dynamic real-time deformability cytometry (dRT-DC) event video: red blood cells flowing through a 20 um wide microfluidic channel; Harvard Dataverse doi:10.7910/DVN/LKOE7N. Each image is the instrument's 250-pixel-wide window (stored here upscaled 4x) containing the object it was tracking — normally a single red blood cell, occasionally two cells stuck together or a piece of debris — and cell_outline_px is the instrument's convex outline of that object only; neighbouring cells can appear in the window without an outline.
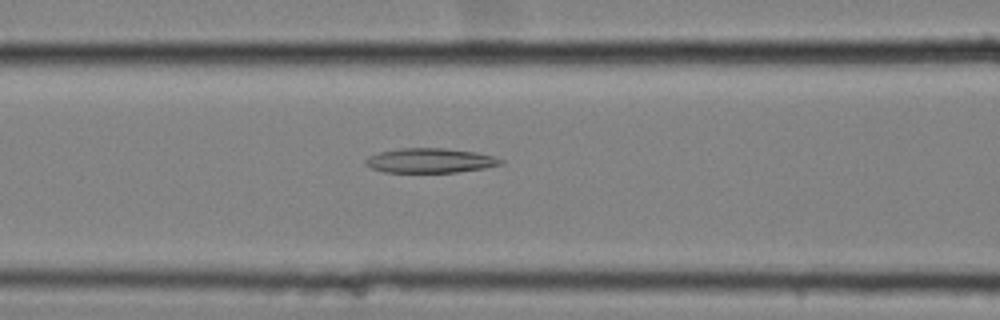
{"species": "common noctule bat (a hibernating species)", "species_latin": "Nyctalus noctula", "temperature_condition": "cold", "stored_images_in_passage": 58, "camera_frame_rate_fps": 3000, "um_per_image_px": 0.085, "animal": {"sex": "female", "body_mass_g": 25.1}, "frame": {"image": 1, "passage_image": 25, "time_ms": 8.0, "image_size_px": [1000, 320], "cell_outline_px": [[504, 164], [484, 168], [456, 172], [384, 172], [372, 168], [364, 164], [364, 160], [368, 156], [380, 152], [400, 148], [444, 148], [476, 152], [492, 156], [504, 160]], "centroid_in_image_um": [36.55, 13.64], "position_along_channel_um": 130.0, "area_um2": 19.36}}
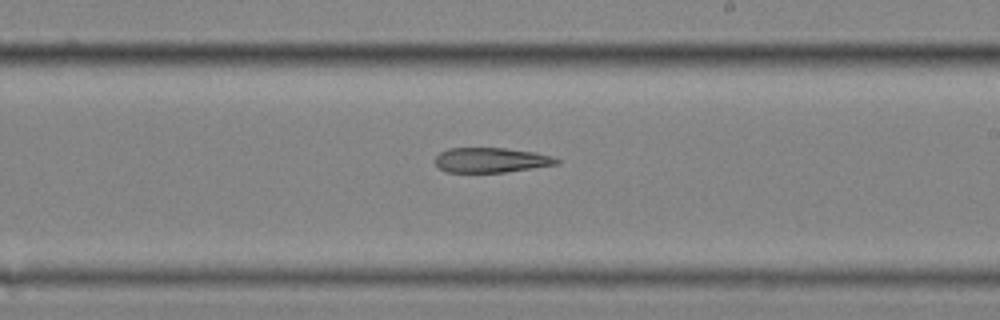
{"frame": {"image": 2, "passage_image": 35, "time_ms": 11.333, "image_size_px": [1000, 320], "cell_outline_px": [[560, 164], [504, 172], [448, 172], [440, 168], [432, 160], [440, 152], [448, 148], [504, 148], [536, 152], [560, 160]], "centroid_in_image_um": [41.71, 13.6], "position_along_channel_um": 247.3, "area_um2": 17.57}}
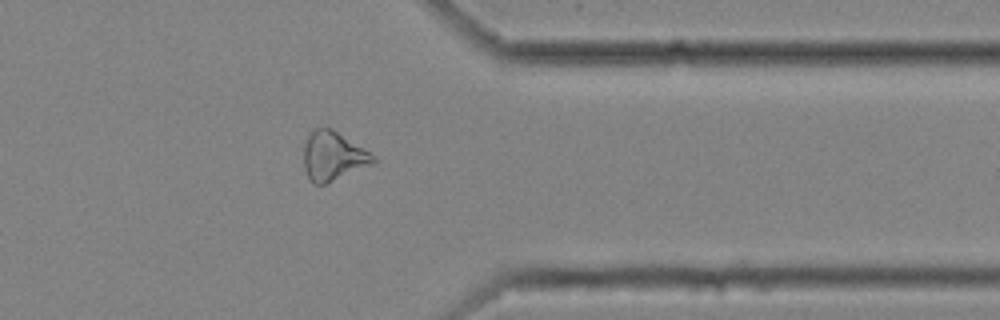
{"frame": {"image": 3, "passage_image": 47, "time_ms": 15.333, "image_size_px": [1000, 320], "cell_outline_px": [[376, 160], [372, 164], [324, 184], [316, 184], [308, 176], [304, 168], [304, 144], [308, 136], [316, 128], [332, 128], [364, 148], [376, 156]], "centroid_in_image_um": [28.32, 13.25], "position_along_channel_um": 383.1, "area_um2": 19.48}}